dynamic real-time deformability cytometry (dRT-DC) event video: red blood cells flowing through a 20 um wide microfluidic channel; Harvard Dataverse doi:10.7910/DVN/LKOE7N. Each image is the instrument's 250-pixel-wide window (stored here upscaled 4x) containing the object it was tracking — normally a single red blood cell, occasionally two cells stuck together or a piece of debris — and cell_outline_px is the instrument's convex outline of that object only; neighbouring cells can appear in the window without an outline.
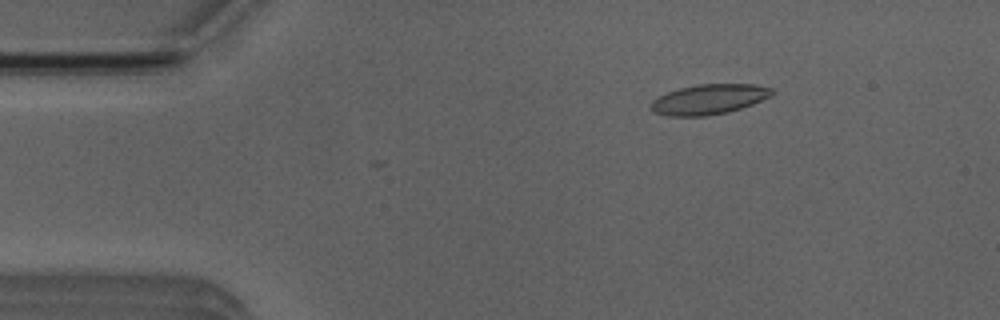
{"species": "Egyptian fruit bat (a non-hibernating species)", "species_latin": "Rousettus aegyptiacus", "temperature_condition": "room temperature", "stored_images_in_passage": 5, "camera_frame_rate_fps": 3000, "um_per_image_px": 0.085, "animal": {"sex": "male"}, "frame": {"image": 1, "passage_image": 3, "time_ms": 2.333, "image_size_px": [1000, 320], "cell_outline_px": [[776, 92], [772, 96], [752, 104], [728, 112], [704, 116], [668, 116], [652, 112], [652, 100], [668, 92], [680, 88], [696, 84], [756, 84], [776, 88]], "centroid_in_image_um": [60.33, 8.43], "position_along_channel_um": 24.7, "area_um2": 21.33}}
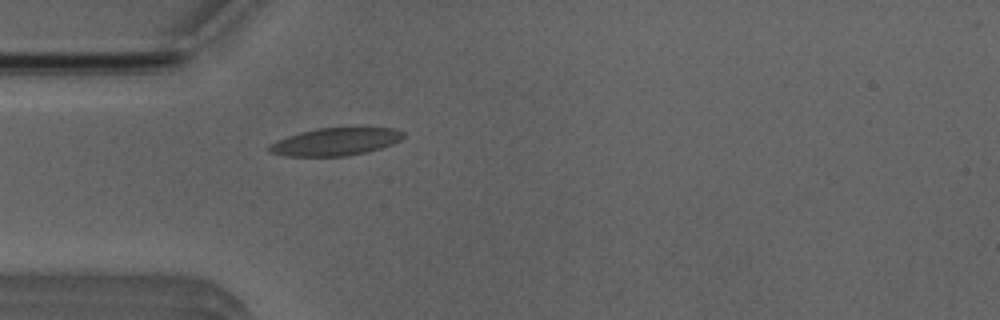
{"frame": {"image": 2, "passage_image": 5, "time_ms": 4.667, "image_size_px": [1000, 320], "cell_outline_px": [[404, 136], [400, 140], [392, 144], [368, 152], [348, 156], [284, 156], [268, 152], [268, 144], [276, 140], [300, 132], [316, 128], [396, 128], [404, 132]], "centroid_in_image_um": [28.49, 12.05], "position_along_channel_um": 56.5, "area_um2": 21.73}}